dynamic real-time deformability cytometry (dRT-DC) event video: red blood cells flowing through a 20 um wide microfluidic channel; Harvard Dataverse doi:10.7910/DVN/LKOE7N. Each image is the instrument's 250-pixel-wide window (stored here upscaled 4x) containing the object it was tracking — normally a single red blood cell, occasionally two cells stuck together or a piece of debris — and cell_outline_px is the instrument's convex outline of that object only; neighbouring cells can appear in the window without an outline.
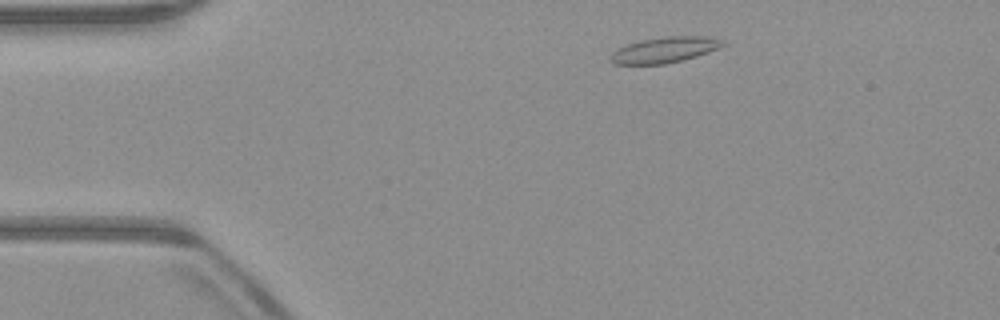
{"species": "common noctule bat (a hibernating species)", "species_latin": "Nyctalus noctula", "temperature_condition": "warm", "stored_images_in_passage": 47, "camera_frame_rate_fps": 3000, "um_per_image_px": 0.085, "animal": {"sex": "male", "body_mass_g": 23.1, "forearm_length_mm": 52.7}, "frame": {"image": 1, "passage_image": 4, "time_ms": 1.0, "image_size_px": [1000, 320], "cell_outline_px": [[728, 44], [720, 48], [696, 56], [664, 64], [612, 64], [608, 60], [608, 56], [616, 48], [640, 40], [664, 36], [708, 36], [724, 40]], "centroid_in_image_um": [56.47, 4.23], "position_along_channel_um": 28.5, "area_um2": 17.11}}
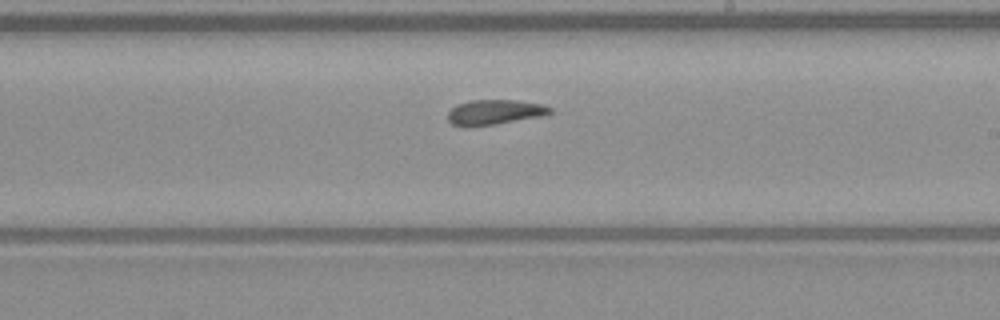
{"frame": {"image": 2, "passage_image": 25, "time_ms": 8.0, "image_size_px": [1000, 320], "cell_outline_px": [[552, 112], [540, 116], [468, 128], [452, 124], [448, 120], [448, 112], [456, 104], [472, 100], [516, 100], [544, 104], [552, 108]], "centroid_in_image_um": [42.0, 9.53], "position_along_channel_um": 247.0, "area_um2": 14.85}}
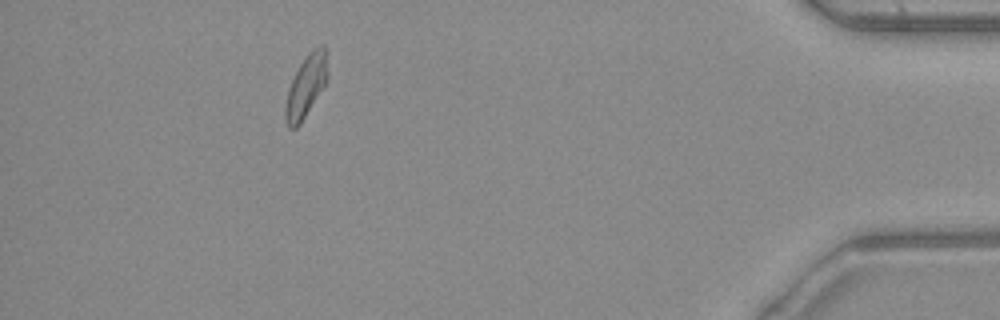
{"frame": {"image": 3, "passage_image": 42, "time_ms": 13.667, "image_size_px": [1000, 320], "cell_outline_px": [[328, 80], [300, 124], [296, 128], [288, 128], [284, 116], [284, 108], [288, 88], [304, 56], [312, 48], [320, 44], [324, 44], [328, 72]], "centroid_in_image_um": [26.01, 7.3], "position_along_channel_um": 409.2, "area_um2": 15.43}, "authors_computed_cell_mechanics": {"area_um2": 15.6638, "velocity_mm_per_s": 3.9446, "shape_relaxation_time_tau1_ms": null, "shape_relaxation_time_tau2_ms": 5.8939, "deformation_change_tau1": null, "deformation_change_tau2": 0.1173}}